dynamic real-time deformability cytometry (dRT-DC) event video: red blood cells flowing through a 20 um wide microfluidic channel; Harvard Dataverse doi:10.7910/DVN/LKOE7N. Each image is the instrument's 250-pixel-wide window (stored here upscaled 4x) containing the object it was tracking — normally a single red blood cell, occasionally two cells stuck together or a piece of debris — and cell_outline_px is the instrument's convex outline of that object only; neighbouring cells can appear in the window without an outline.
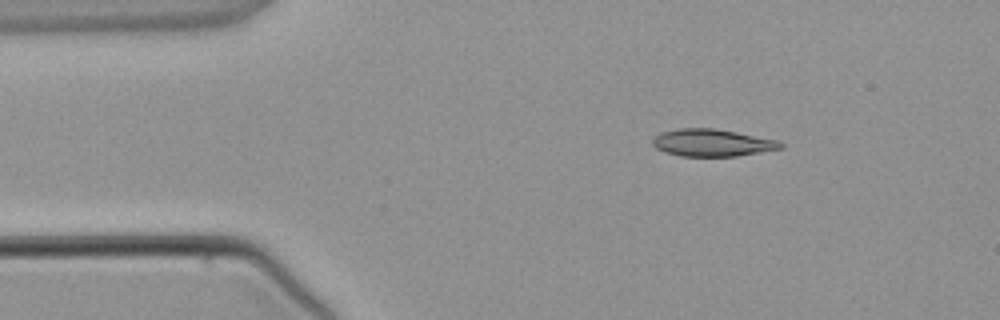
{"species": "common noctule bat (a hibernating species)", "species_latin": "Nyctalus noctula", "temperature_condition": "warm", "stored_images_in_passage": 3, "camera_frame_rate_fps": 3000, "um_per_image_px": 0.085, "animal": {"sex": "male", "body_mass_g": 21.5, "forearm_length_mm": 52.0}, "frame": {"image": 1, "passage_image": 3, "time_ms": 2.333, "image_size_px": [1000, 320], "cell_outline_px": [[784, 148], [736, 156], [680, 156], [664, 152], [656, 148], [652, 144], [652, 140], [660, 132], [680, 128], [716, 128], [780, 140], [784, 144]], "centroid_in_image_um": [60.56, 12.13], "position_along_channel_um": 24.4, "area_um2": 20.52}}